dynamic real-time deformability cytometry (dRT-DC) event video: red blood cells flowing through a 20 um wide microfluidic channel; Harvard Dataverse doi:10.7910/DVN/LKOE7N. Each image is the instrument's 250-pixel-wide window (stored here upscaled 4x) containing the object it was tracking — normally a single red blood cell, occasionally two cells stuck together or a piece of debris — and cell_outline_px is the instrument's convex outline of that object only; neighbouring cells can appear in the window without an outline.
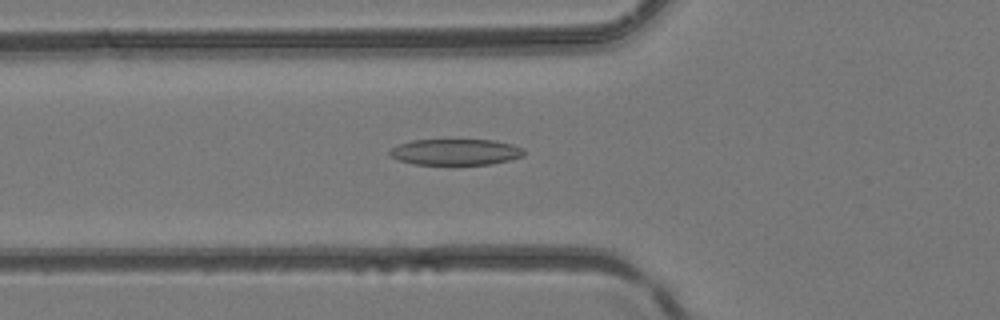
{"species": "common noctule bat (a hibernating species)", "species_latin": "Nyctalus noctula", "temperature_condition": "room temperature", "stored_images_in_passage": 38, "camera_frame_rate_fps": 3000, "um_per_image_px": 0.085, "animal": {"sex": "female", "body_mass_g": 24.6, "forearm_length_mm": 56.2}, "frame": {"image": 1, "passage_image": 9, "time_ms": 2.667, "image_size_px": [1000, 320], "cell_outline_px": [[524, 156], [492, 164], [416, 164], [400, 160], [388, 156], [388, 152], [392, 148], [400, 144], [412, 140], [492, 140], [512, 144], [524, 148]], "centroid_in_image_um": [38.73, 12.92], "position_along_channel_um": 87.1, "area_um2": 20.29}}
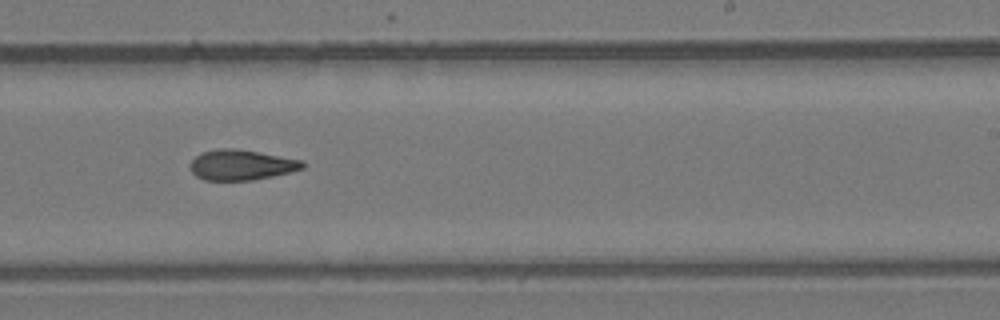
{"frame": {"image": 2, "passage_image": 21, "time_ms": 6.667, "image_size_px": [1000, 320], "cell_outline_px": [[304, 168], [272, 176], [252, 180], [204, 180], [196, 176], [192, 172], [192, 160], [196, 156], [204, 152], [220, 148], [232, 148], [304, 160]], "centroid_in_image_um": [20.52, 14.02], "position_along_channel_um": 268.5, "area_um2": 19.48}}
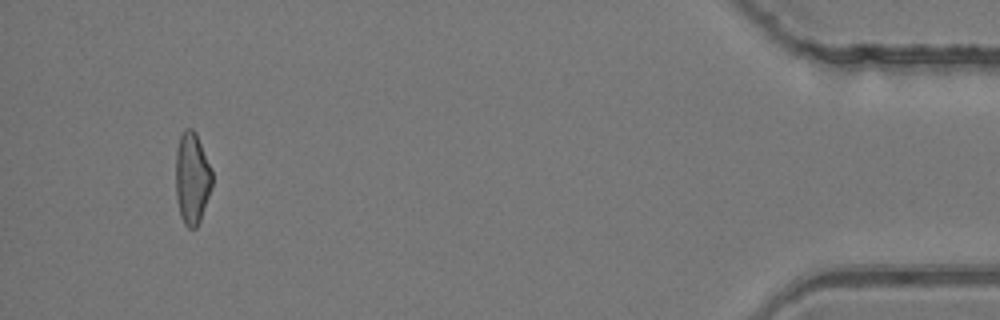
{"frame": {"image": 3, "passage_image": 36, "time_ms": 11.667, "image_size_px": [1000, 320], "cell_outline_px": [[212, 184], [200, 220], [196, 228], [188, 228], [184, 224], [180, 216], [176, 196], [176, 148], [180, 136], [184, 128], [192, 128], [196, 132], [212, 172]], "centroid_in_image_um": [16.3, 15.14], "position_along_channel_um": 418.9, "area_um2": 19.36}}